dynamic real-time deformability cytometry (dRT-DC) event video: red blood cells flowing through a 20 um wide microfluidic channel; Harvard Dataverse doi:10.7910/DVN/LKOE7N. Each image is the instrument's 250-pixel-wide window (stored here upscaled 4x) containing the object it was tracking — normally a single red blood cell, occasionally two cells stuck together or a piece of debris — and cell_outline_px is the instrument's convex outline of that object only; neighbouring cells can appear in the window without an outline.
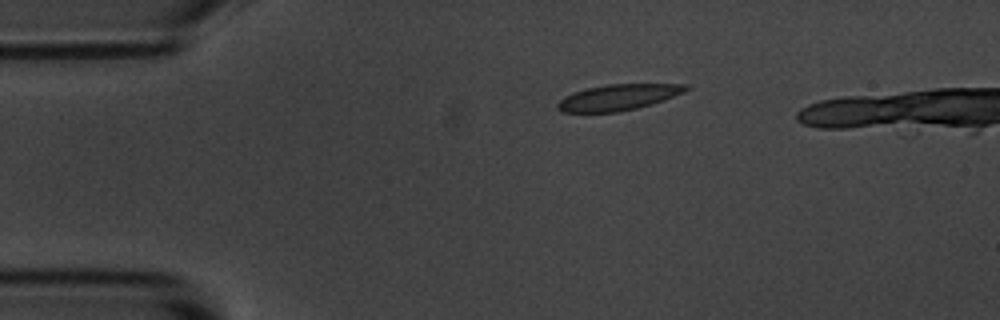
{"species": "common noctule bat (a hibernating species)", "species_latin": "Nyctalus noctula", "temperature_condition": "room temperature", "stored_images_in_passage": 4, "camera_frame_rate_fps": 3000, "um_per_image_px": 0.085, "animal": {"sex": "male", "body_mass_g": 20.1, "forearm_length_mm": 53.5}, "frame": {"image": 1, "passage_image": 1, "time_ms": 0.0, "image_size_px": [1000, 320], "cell_outline_px": [[688, 88], [684, 92], [664, 100], [652, 104], [636, 108], [616, 112], [560, 112], [556, 108], [556, 104], [564, 96], [572, 92], [588, 88], [608, 84], [688, 84]], "centroid_in_image_um": [52.51, 8.27], "position_along_channel_um": 32.5, "area_um2": 19.36}}